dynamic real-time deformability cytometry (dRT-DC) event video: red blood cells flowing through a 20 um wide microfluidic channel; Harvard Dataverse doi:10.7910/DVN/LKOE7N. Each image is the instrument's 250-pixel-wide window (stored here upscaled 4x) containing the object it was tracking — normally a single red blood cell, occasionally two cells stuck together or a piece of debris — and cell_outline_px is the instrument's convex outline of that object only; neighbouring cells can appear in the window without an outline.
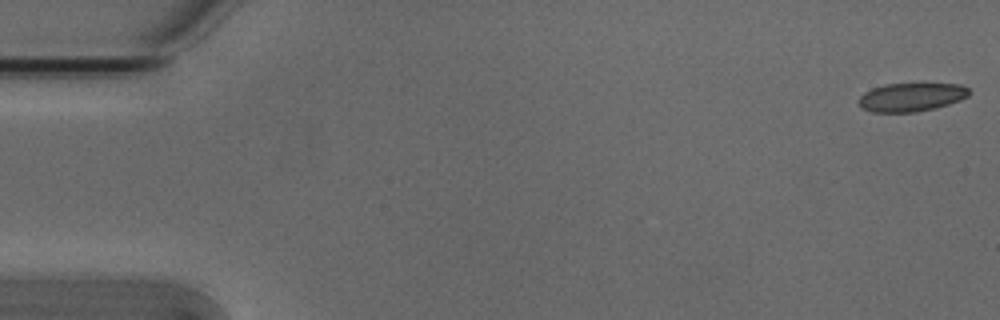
{"species": "Egyptian fruit bat (a non-hibernating species)", "species_latin": "Rousettus aegyptiacus", "temperature_condition": "cold", "stored_images_in_passage": 54, "camera_frame_rate_fps": 3000, "um_per_image_px": 0.085, "animal": {"sex": "male"}, "frame": {"image": 1, "passage_image": 1, "time_ms": 0.0, "image_size_px": [1000, 320], "cell_outline_px": [[968, 96], [960, 100], [936, 108], [916, 112], [872, 112], [860, 108], [856, 100], [864, 92], [872, 88], [884, 84], [960, 84], [968, 88]], "centroid_in_image_um": [77.39, 8.26], "position_along_channel_um": 7.6, "area_um2": 18.44}}
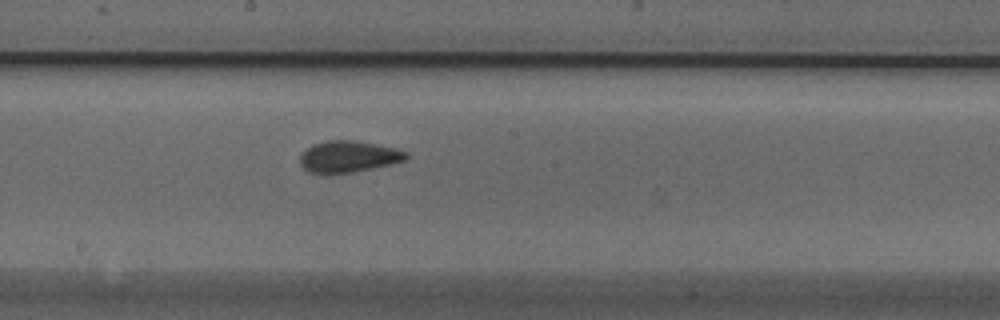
{"frame": {"image": 2, "passage_image": 29, "time_ms": 9.333, "image_size_px": [1000, 320], "cell_outline_px": [[408, 156], [404, 160], [392, 164], [352, 172], [328, 176], [308, 172], [300, 164], [300, 156], [312, 144], [328, 140], [352, 140], [396, 148], [408, 152]], "centroid_in_image_um": [29.58, 13.34], "position_along_channel_um": 218.6, "area_um2": 19.71}}
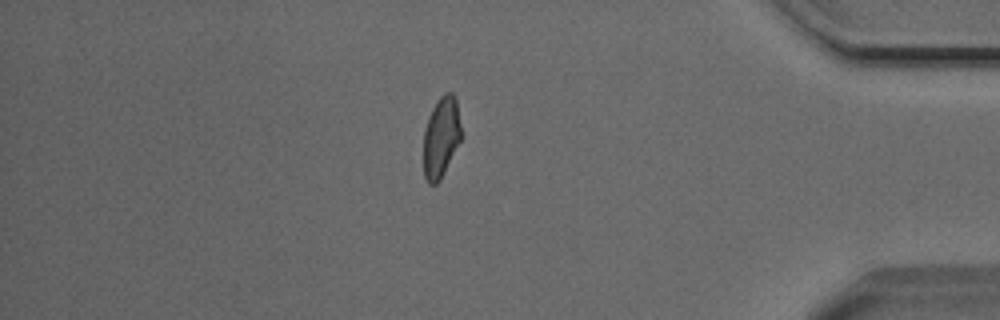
{"frame": {"image": 3, "passage_image": 46, "time_ms": 15.0, "image_size_px": [1000, 320], "cell_outline_px": [[460, 140], [440, 180], [436, 184], [428, 184], [424, 176], [424, 128], [428, 116], [436, 100], [444, 92], [452, 92], [456, 96], [460, 124]], "centroid_in_image_um": [37.47, 11.62], "position_along_channel_um": 397.7, "area_um2": 17.69}, "authors_computed_cell_mechanics": {"area_um2": 19.074, "velocity_mm_per_s": 3.8087, "shape_relaxation_time_tau1_ms": 5.4801, "shape_relaxation_time_tau2_ms": 1.4723, "deformation_change_tau1": 0.134, "deformation_change_tau2": 0.0595}}